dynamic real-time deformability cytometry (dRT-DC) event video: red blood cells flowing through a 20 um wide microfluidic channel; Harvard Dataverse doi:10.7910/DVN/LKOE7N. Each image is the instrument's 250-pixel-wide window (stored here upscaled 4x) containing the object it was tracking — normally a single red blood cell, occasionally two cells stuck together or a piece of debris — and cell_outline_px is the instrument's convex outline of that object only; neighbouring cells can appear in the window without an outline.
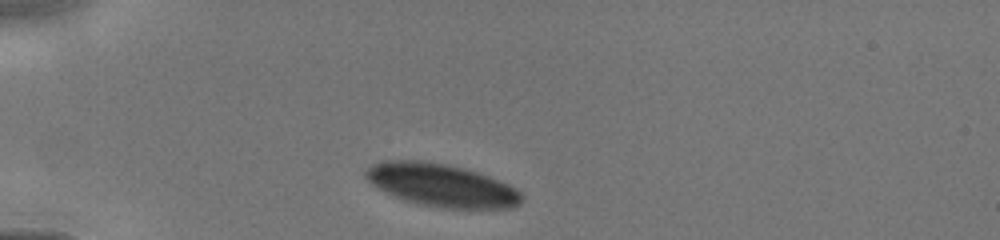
{"species": "human", "species_latin": "Homo sapiens", "temperature_condition": "cold", "stored_images_in_passage": 6, "camera_frame_rate_fps": 3000, "um_per_image_px": 0.085, "donor": {"sex": "male"}, "frame": {"image": 1, "passage_image": 1, "time_ms": 0.0, "image_size_px": [1000, 240], "cell_outline_px": [[524, 196], [520, 204], [512, 208], [440, 208], [420, 204], [404, 200], [376, 188], [364, 176], [364, 172], [368, 168], [384, 160], [416, 160], [444, 164], [476, 172], [488, 176], [508, 184], [516, 188]], "centroid_in_image_um": [37.53, 15.76], "position_along_channel_um": 47.5, "area_um2": 38.61}}
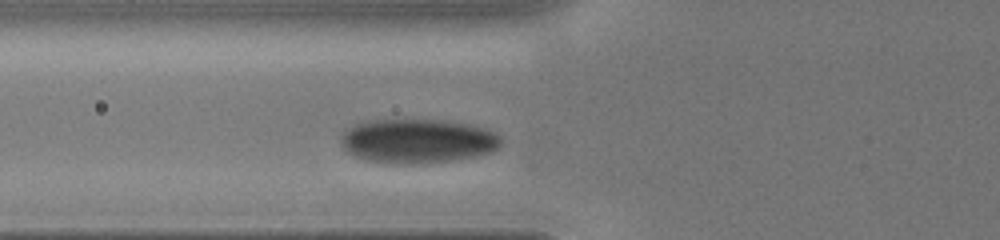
{"frame": {"image": 2, "passage_image": 6, "time_ms": 1.667, "image_size_px": [1000, 240], "cell_outline_px": [[504, 140], [500, 148], [492, 152], [476, 156], [452, 160], [412, 164], [392, 164], [364, 160], [348, 152], [340, 144], [340, 136], [348, 128], [356, 124], [368, 120], [444, 120], [472, 124], [484, 128], [500, 136]], "centroid_in_image_um": [35.51, 11.99], "position_along_channel_um": 90.3, "area_um2": 41.67}}